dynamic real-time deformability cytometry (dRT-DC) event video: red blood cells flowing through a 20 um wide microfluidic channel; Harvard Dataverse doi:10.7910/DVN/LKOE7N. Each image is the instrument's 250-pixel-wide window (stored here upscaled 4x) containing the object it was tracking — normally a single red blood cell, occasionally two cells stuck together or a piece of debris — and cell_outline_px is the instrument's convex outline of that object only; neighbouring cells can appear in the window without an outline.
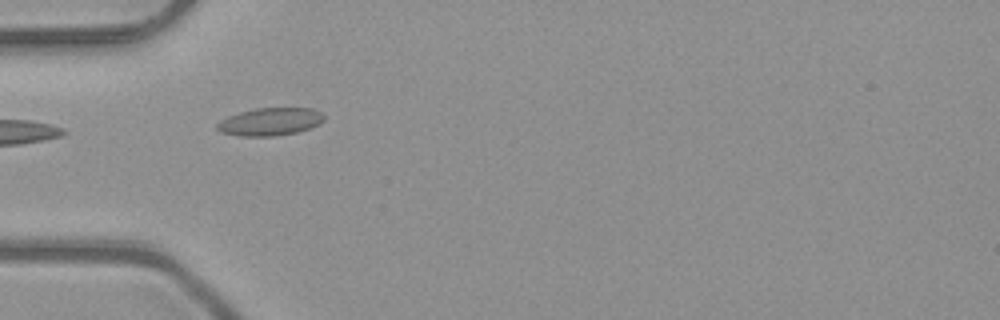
{"species": "common noctule bat (a hibernating species)", "species_latin": "Nyctalus noctula", "temperature_condition": "room temperature", "stored_images_in_passage": 3, "camera_frame_rate_fps": 3000, "um_per_image_px": 0.085, "animal": {"sex": "male", "body_mass_g": 23.1, "forearm_length_mm": 52.7}, "frame": {"image": 1, "passage_image": 1, "time_ms": 0.0, "image_size_px": [1000, 320], "cell_outline_px": [[324, 120], [308, 128], [296, 132], [276, 136], [240, 136], [220, 132], [216, 128], [216, 124], [220, 120], [228, 116], [240, 112], [256, 108], [312, 108], [320, 112], [324, 116]], "centroid_in_image_um": [22.91, 10.34], "position_along_channel_um": 62.1, "area_um2": 17.17}}